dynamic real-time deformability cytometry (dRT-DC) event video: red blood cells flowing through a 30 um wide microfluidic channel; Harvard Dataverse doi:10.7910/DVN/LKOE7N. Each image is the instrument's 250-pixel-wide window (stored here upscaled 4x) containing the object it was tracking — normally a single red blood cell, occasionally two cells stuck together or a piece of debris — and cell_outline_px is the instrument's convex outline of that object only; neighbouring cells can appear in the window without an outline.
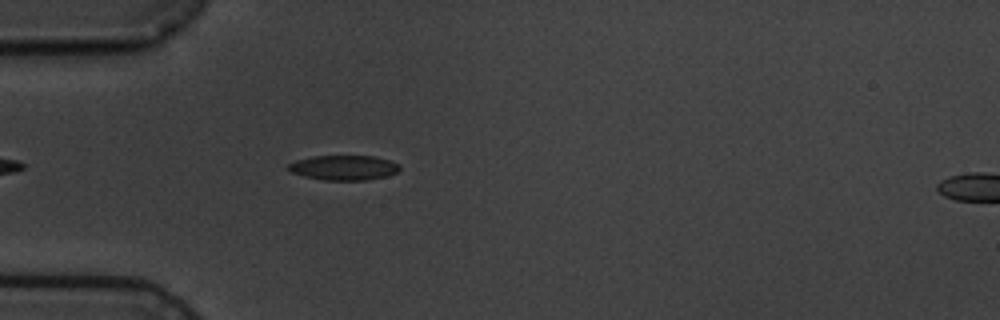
{"species": "common noctule bat (a hibernating species)", "species_latin": "Nyctalus noctula", "temperature_condition": "cold", "stored_images_in_passage": 2, "camera_frame_rate_fps": 3000, "um_per_image_px": 0.085, "animal": {"sex": "male", "body_mass_g": 19.5, "forearm_length_mm": 54.6}, "frame": {"image": 1, "passage_image": 2, "time_ms": 1.333, "image_size_px": [1000, 320], "cell_outline_px": [[400, 168], [396, 172], [384, 176], [368, 180], [324, 180], [304, 176], [292, 172], [288, 168], [288, 164], [296, 160], [312, 156], [372, 156], [388, 160], [400, 164]], "centroid_in_image_um": [29.21, 14.25], "position_along_channel_um": 55.8, "area_um2": 15.95}}